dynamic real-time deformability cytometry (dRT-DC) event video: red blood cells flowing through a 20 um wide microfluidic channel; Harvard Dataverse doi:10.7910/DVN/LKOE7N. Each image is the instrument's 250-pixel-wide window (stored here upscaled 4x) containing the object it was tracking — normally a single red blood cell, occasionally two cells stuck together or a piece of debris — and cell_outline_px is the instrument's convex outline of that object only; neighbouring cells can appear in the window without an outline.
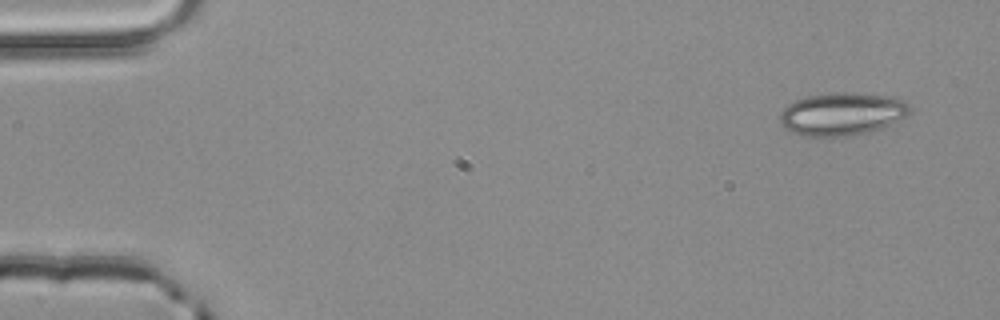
{"species": "common noctule bat (a hibernating species)", "species_latin": "Nyctalus noctula", "temperature_condition": "room temperature", "stored_images_in_passage": 3, "camera_frame_rate_fps": 3000, "um_per_image_px": 0.085, "animal": {"sex": "male", "body_mass_g": 20.4}, "frame": {"image": 1, "passage_image": 1, "time_ms": 0.0, "image_size_px": [1000, 320], "cell_outline_px": [[912, 112], [880, 128], [848, 136], [804, 136], [792, 132], [784, 128], [780, 124], [780, 112], [788, 104], [796, 100], [808, 96], [828, 92], [856, 92], [888, 96], [908, 100], [912, 108]], "centroid_in_image_um": [71.57, 9.66], "position_along_channel_um": 13.4, "area_um2": 32.54}}